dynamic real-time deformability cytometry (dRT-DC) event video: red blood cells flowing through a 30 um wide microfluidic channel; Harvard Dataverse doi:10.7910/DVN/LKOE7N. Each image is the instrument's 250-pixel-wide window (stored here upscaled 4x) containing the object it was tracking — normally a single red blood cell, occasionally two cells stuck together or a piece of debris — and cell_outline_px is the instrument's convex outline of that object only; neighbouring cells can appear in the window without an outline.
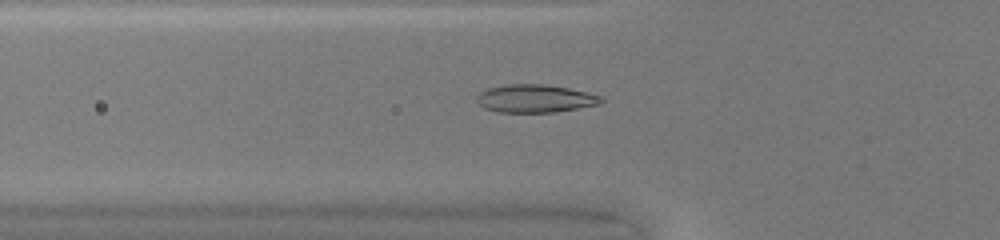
{"species": "common noctule bat (a hibernating species)", "species_latin": "Nyctalus noctula", "temperature_condition": "warm", "stored_images_in_passage": 49, "camera_frame_rate_fps": 3000, "um_per_image_px": 0.085, "animal": {"sex": "female", "body_mass_g": 20.0, "forearm_length_mm": 54.0}, "frame": {"image": 1, "passage_image": 18, "time_ms": 5.667, "image_size_px": [1000, 240], "cell_outline_px": [[604, 100], [600, 104], [556, 112], [500, 112], [484, 108], [476, 100], [476, 96], [480, 92], [488, 88], [504, 84], [544, 84], [568, 88], [600, 96]], "centroid_in_image_um": [45.45, 8.37], "position_along_channel_um": 80.3, "area_um2": 20.17}}
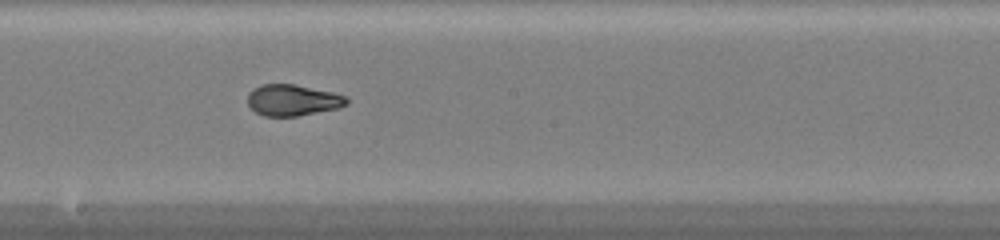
{"frame": {"image": 2, "passage_image": 28, "time_ms": 9.0, "image_size_px": [1000, 240], "cell_outline_px": [[348, 104], [340, 108], [296, 116], [264, 116], [256, 112], [248, 104], [248, 92], [260, 84], [292, 84], [332, 92], [348, 96]], "centroid_in_image_um": [24.89, 8.51], "position_along_channel_um": 223.3, "area_um2": 18.03}}
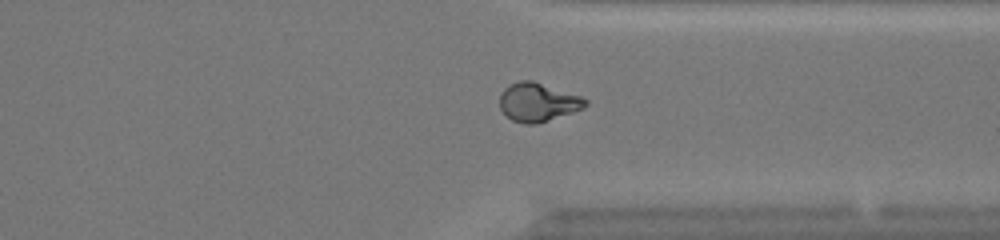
{"frame": {"image": 3, "passage_image": 38, "time_ms": 12.333, "image_size_px": [1000, 240], "cell_outline_px": [[588, 104], [584, 108], [536, 124], [524, 124], [512, 120], [500, 108], [500, 96], [504, 88], [520, 80], [532, 80], [580, 96], [588, 100]], "centroid_in_image_um": [45.72, 8.68], "position_along_channel_um": 365.7, "area_um2": 19.02}}